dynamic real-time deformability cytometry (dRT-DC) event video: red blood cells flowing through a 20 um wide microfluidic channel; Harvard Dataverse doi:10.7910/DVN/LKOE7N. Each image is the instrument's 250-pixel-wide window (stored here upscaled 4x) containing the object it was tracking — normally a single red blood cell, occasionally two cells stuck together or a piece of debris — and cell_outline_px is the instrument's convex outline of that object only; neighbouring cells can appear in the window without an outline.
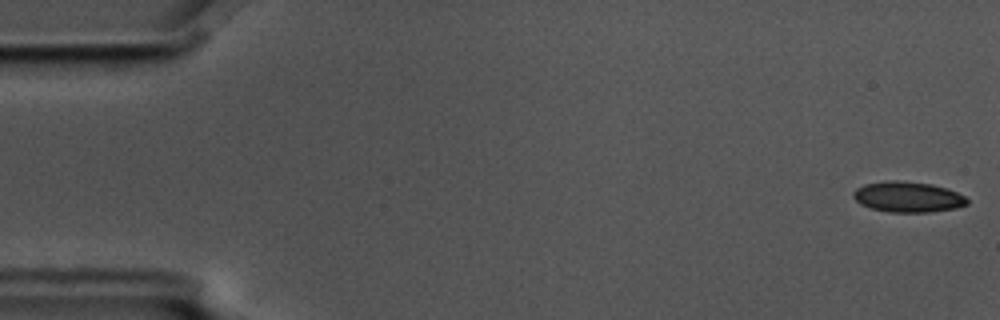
{"species": "common noctule bat (a hibernating species)", "species_latin": "Nyctalus noctula", "temperature_condition": "cold", "stored_images_in_passage": 9, "camera_frame_rate_fps": 3000, "um_per_image_px": 0.085, "animal": {"sex": "male", "body_mass_g": 17.5, "forearm_length_mm": 52.3}, "frame": {"image": 1, "passage_image": 1, "time_ms": 0.0, "image_size_px": [1000, 320], "cell_outline_px": [[968, 204], [956, 208], [932, 212], [888, 212], [872, 208], [860, 204], [852, 196], [852, 192], [856, 188], [864, 184], [884, 180], [896, 180], [932, 184], [948, 188], [964, 196], [968, 200]], "centroid_in_image_um": [77.15, 16.73], "position_along_channel_um": 7.8, "area_um2": 20.46}}